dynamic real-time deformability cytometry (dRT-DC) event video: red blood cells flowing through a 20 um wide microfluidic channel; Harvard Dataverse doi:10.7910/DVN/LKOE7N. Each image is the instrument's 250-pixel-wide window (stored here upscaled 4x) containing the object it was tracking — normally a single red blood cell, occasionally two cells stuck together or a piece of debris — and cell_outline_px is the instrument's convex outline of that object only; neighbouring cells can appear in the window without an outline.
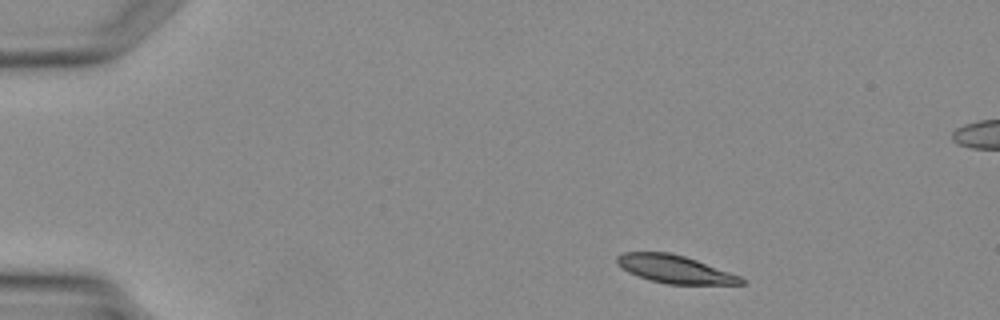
{"species": "Egyptian fruit bat (a non-hibernating species)", "species_latin": "Rousettus aegyptiacus", "temperature_condition": "warm", "stored_images_in_passage": 3, "camera_frame_rate_fps": 3000, "um_per_image_px": 0.085, "animal": {"sex": "female"}, "frame": {"image": 1, "passage_image": 1, "time_ms": 0.0, "image_size_px": [1000, 320], "cell_outline_px": [[748, 284], [668, 284], [652, 280], [628, 272], [620, 268], [616, 264], [616, 256], [624, 252], [668, 252], [684, 256], [696, 260], [740, 276]], "centroid_in_image_um": [57.33, 22.87], "position_along_channel_um": 27.7, "area_um2": 20.0}}
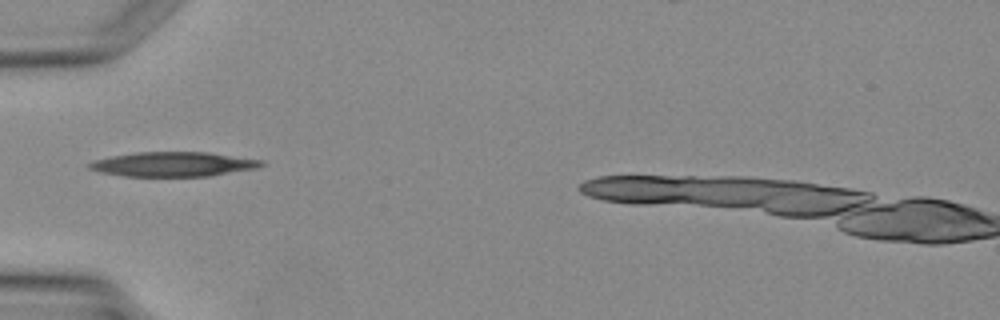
{"frame": {"image": 2, "passage_image": 3, "time_ms": 5.667, "image_size_px": [1000, 320], "cell_outline_px": [[264, 164], [260, 168], [208, 176], [124, 176], [100, 172], [88, 168], [84, 164], [92, 160], [112, 156], [136, 152], [208, 152], [260, 160]], "centroid_in_image_um": [14.67, 13.96], "position_along_channel_um": 70.3, "area_um2": 24.68}}